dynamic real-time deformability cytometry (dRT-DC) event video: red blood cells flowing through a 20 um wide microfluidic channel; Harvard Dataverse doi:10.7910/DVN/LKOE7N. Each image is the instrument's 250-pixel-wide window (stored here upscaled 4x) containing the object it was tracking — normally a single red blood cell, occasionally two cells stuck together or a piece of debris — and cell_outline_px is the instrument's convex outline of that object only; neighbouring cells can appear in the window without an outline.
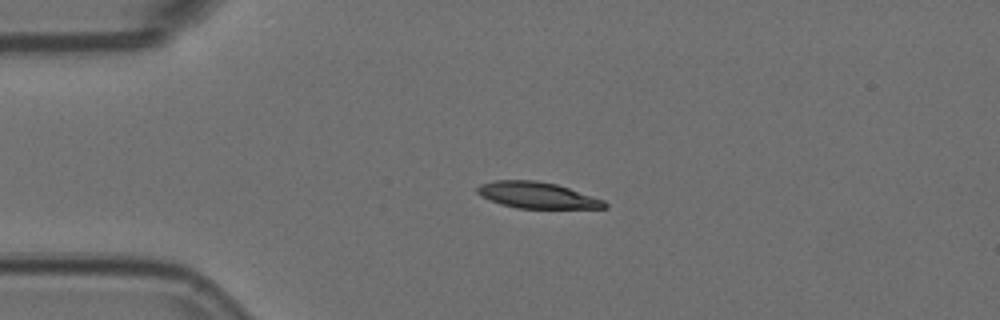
{"species": "Egyptian fruit bat (a non-hibernating species)", "species_latin": "Rousettus aegyptiacus", "temperature_condition": "room temperature", "stored_images_in_passage": 2, "camera_frame_rate_fps": 3000, "um_per_image_px": 0.085, "animal": {"sex": "female"}, "frame": {"image": 1, "passage_image": 1, "time_ms": 0.0, "image_size_px": [1000, 320], "cell_outline_px": [[608, 208], [516, 208], [500, 204], [480, 196], [476, 192], [476, 188], [480, 184], [496, 180], [536, 180], [556, 184], [604, 200], [608, 204]], "centroid_in_image_um": [45.62, 16.59], "position_along_channel_um": 39.4, "area_um2": 19.42}}